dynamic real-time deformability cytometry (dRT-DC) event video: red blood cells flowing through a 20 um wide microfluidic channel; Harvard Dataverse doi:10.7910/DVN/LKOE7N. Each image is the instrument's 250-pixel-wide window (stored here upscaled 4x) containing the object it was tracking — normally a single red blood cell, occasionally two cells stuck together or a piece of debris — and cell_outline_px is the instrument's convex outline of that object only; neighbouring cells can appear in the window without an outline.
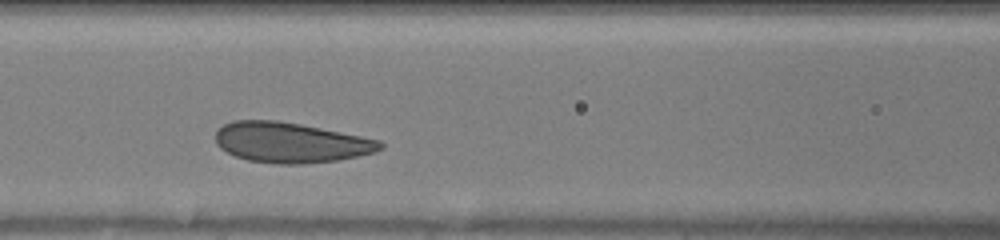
{"species": "human", "species_latin": "Homo sapiens", "temperature_condition": "warm", "stored_images_in_passage": 29, "camera_frame_rate_fps": 3000, "um_per_image_px": 0.085, "donor": {"sex": "male"}, "frame": {"image": 1, "passage_image": 9, "time_ms": 2.667, "image_size_px": [1000, 240], "cell_outline_px": [[384, 148], [372, 152], [356, 156], [336, 160], [304, 164], [276, 164], [248, 160], [236, 156], [220, 148], [216, 144], [216, 132], [224, 124], [232, 120], [276, 120], [300, 124], [380, 140], [384, 144]], "centroid_in_image_um": [24.67, 12.11], "position_along_channel_um": 141.9, "area_um2": 38.38}}
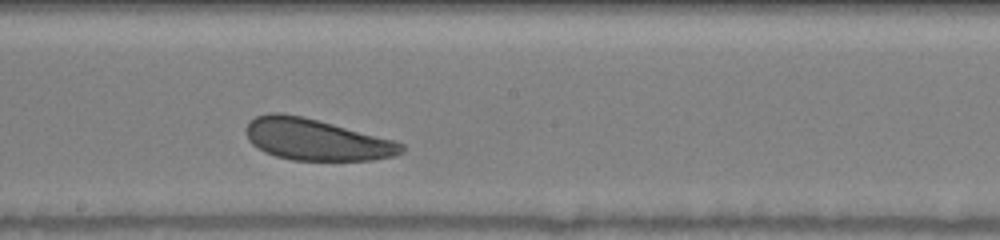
{"frame": {"image": 2, "passage_image": 15, "time_ms": 4.667, "image_size_px": [1000, 240], "cell_outline_px": [[404, 152], [396, 156], [372, 160], [292, 160], [276, 156], [264, 152], [252, 144], [248, 140], [244, 128], [248, 120], [256, 116], [272, 112], [280, 112], [304, 116], [392, 140], [404, 144]], "centroid_in_image_um": [26.83, 11.86], "position_along_channel_um": 221.4, "area_um2": 37.69}}
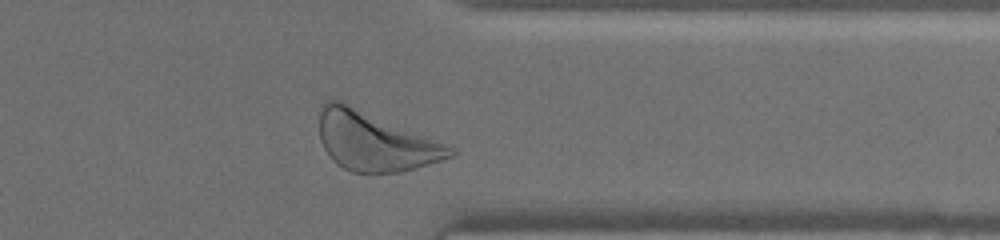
{"frame": {"image": 3, "passage_image": 27, "time_ms": 8.667, "image_size_px": [1000, 240], "cell_outline_px": [[456, 152], [452, 156], [416, 168], [400, 172], [352, 172], [336, 164], [332, 160], [324, 148], [320, 140], [320, 104], [328, 100], [340, 100], [456, 148]], "centroid_in_image_um": [31.84, 12.01], "position_along_channel_um": 379.6, "area_um2": 44.56}}